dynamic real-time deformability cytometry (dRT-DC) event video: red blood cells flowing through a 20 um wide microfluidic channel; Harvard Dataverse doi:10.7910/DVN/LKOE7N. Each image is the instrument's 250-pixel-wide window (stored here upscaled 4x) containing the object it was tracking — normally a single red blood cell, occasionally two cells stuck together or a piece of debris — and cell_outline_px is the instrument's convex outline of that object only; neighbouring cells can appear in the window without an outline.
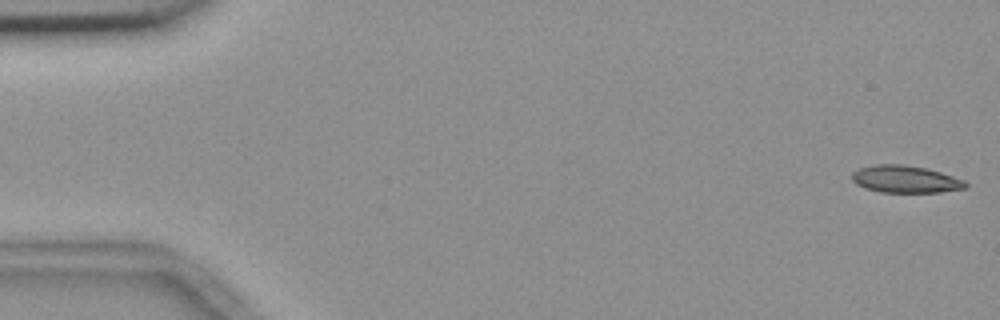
{"species": "common noctule bat (a hibernating species)", "species_latin": "Nyctalus noctula", "temperature_condition": "room temperature", "stored_images_in_passage": 55, "camera_frame_rate_fps": 3000, "um_per_image_px": 0.085, "animal": {"sex": "female", "body_mass_g": 18.4}, "frame": {"image": 1, "passage_image": 1, "time_ms": 0.0, "image_size_px": [1000, 320], "cell_outline_px": [[968, 188], [940, 192], [880, 192], [864, 188], [856, 184], [852, 180], [852, 172], [860, 168], [876, 164], [900, 164], [928, 168], [964, 180], [968, 184]], "centroid_in_image_um": [76.96, 15.23], "position_along_channel_um": 8.0, "area_um2": 18.09}}
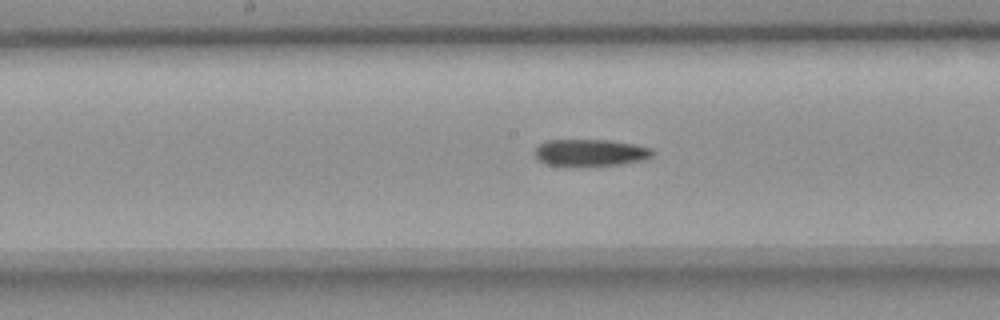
{"frame": {"image": 2, "passage_image": 28, "time_ms": 9.0, "image_size_px": [1000, 320], "cell_outline_px": [[656, 152], [648, 160], [620, 164], [568, 168], [548, 164], [540, 160], [536, 156], [536, 148], [540, 144], [548, 140], [608, 140], [636, 144], [652, 148]], "centroid_in_image_um": [50.25, 13.0], "position_along_channel_um": 198.0, "area_um2": 19.02}}
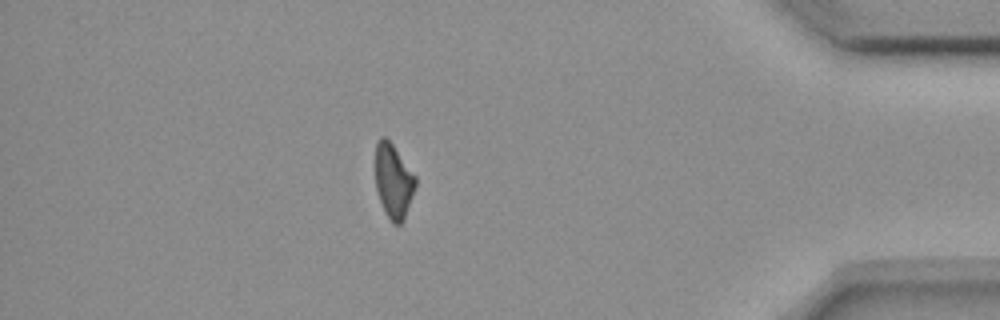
{"frame": {"image": 3, "passage_image": 48, "time_ms": 15.667, "image_size_px": [1000, 320], "cell_outline_px": [[416, 184], [404, 220], [400, 224], [392, 224], [384, 212], [376, 188], [376, 144], [380, 136], [384, 136], [392, 144], [416, 176]], "centroid_in_image_um": [33.44, 15.41], "position_along_channel_um": 401.8, "area_um2": 17.22}}